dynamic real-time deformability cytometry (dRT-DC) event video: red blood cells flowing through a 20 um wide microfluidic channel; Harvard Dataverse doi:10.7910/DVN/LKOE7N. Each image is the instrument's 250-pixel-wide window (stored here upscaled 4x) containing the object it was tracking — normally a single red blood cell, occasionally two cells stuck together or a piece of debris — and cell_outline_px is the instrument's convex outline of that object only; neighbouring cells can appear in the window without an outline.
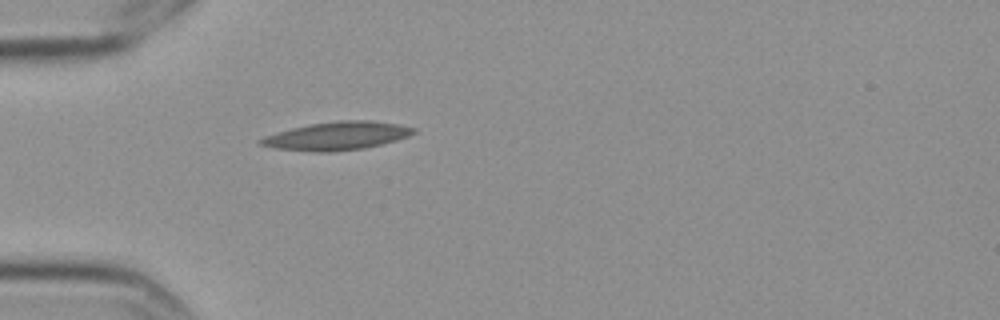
{"species": "Egyptian fruit bat (a non-hibernating species)", "species_latin": "Rousettus aegyptiacus", "temperature_condition": "cold", "stored_images_in_passage": 1, "camera_frame_rate_fps": 3000, "um_per_image_px": 0.085, "frame": {"image": 1, "passage_image": 1, "time_ms": 0.0, "image_size_px": [1000, 320], "cell_outline_px": [[416, 132], [408, 136], [380, 144], [364, 148], [332, 152], [316, 152], [276, 148], [260, 144], [256, 140], [264, 136], [276, 132], [308, 124], [340, 120], [372, 120], [396, 124], [416, 128]], "centroid_in_image_um": [28.61, 11.54], "position_along_channel_um": 56.4, "area_um2": 25.03}}